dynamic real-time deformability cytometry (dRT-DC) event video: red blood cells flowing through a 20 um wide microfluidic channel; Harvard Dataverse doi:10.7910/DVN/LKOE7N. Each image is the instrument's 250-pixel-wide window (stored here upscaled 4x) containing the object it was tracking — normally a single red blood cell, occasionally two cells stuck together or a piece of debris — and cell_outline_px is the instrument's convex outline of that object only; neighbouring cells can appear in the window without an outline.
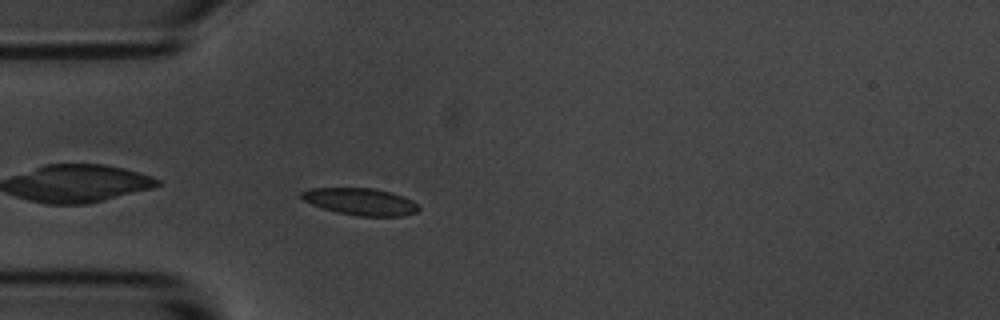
{"species": "common noctule bat (a hibernating species)", "species_latin": "Nyctalus noctula", "temperature_condition": "room temperature", "stored_images_in_passage": 4, "camera_frame_rate_fps": 3000, "um_per_image_px": 0.085, "animal": {"sex": "male", "body_mass_g": 20.1, "forearm_length_mm": 53.5}, "frame": {"image": 1, "passage_image": 4, "time_ms": 3.333, "image_size_px": [1000, 320], "cell_outline_px": [[420, 208], [416, 212], [404, 216], [356, 216], [336, 212], [312, 204], [304, 200], [300, 196], [300, 192], [308, 188], [372, 188], [388, 192], [412, 200]], "centroid_in_image_um": [30.61, 17.14], "position_along_channel_um": 54.4, "area_um2": 18.26}}